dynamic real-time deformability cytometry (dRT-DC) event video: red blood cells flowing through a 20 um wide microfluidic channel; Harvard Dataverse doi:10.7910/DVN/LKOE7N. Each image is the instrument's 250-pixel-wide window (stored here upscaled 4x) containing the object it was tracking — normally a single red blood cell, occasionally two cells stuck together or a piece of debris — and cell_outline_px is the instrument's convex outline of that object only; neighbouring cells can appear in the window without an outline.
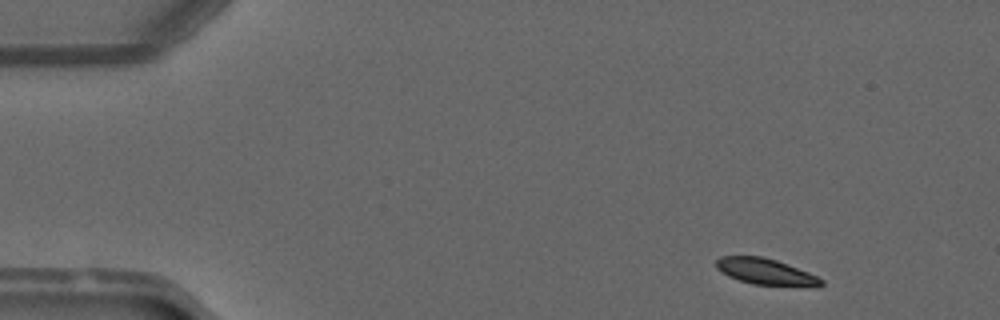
{"species": "common noctule bat (a hibernating species)", "species_latin": "Nyctalus noctula", "temperature_condition": "warm", "stored_images_in_passage": 45, "camera_frame_rate_fps": 3000, "um_per_image_px": 0.085, "animal": {"sex": "male", "forearm_length_mm": 52.5}, "frame": {"image": 1, "passage_image": 3, "time_ms": 0.667, "image_size_px": [1000, 320], "cell_outline_px": [[824, 284], [820, 288], [812, 288], [752, 284], [728, 276], [716, 268], [716, 260], [720, 256], [764, 256], [776, 260], [808, 272], [824, 280]], "centroid_in_image_um": [65.16, 23.12], "position_along_channel_um": 19.8, "area_um2": 16.42}}
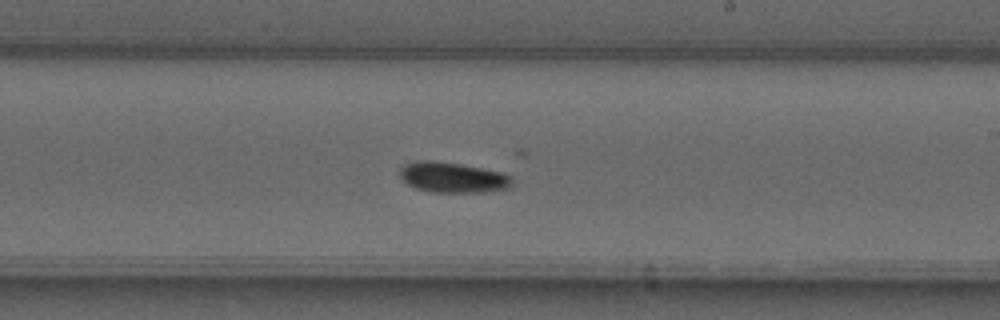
{"frame": {"image": 2, "passage_image": 27, "time_ms": 8.667, "image_size_px": [1000, 320], "cell_outline_px": [[512, 184], [508, 188], [484, 192], [432, 192], [416, 188], [408, 184], [400, 176], [400, 168], [404, 164], [416, 160], [432, 160], [460, 164], [504, 172], [512, 176]], "centroid_in_image_um": [38.49, 15.07], "position_along_channel_um": 250.5, "area_um2": 20.0}}
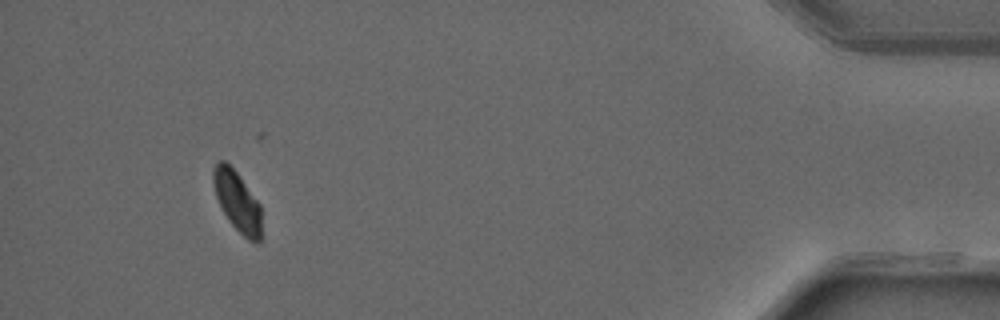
{"frame": {"image": 3, "passage_image": 44, "time_ms": 14.333, "image_size_px": [1000, 320], "cell_outline_px": [[260, 244], [256, 244], [248, 240], [228, 220], [216, 196], [212, 180], [212, 168], [216, 160], [224, 160], [236, 172], [260, 204]], "centroid_in_image_um": [20.14, 17.09], "position_along_channel_um": 415.1, "area_um2": 16.76}}